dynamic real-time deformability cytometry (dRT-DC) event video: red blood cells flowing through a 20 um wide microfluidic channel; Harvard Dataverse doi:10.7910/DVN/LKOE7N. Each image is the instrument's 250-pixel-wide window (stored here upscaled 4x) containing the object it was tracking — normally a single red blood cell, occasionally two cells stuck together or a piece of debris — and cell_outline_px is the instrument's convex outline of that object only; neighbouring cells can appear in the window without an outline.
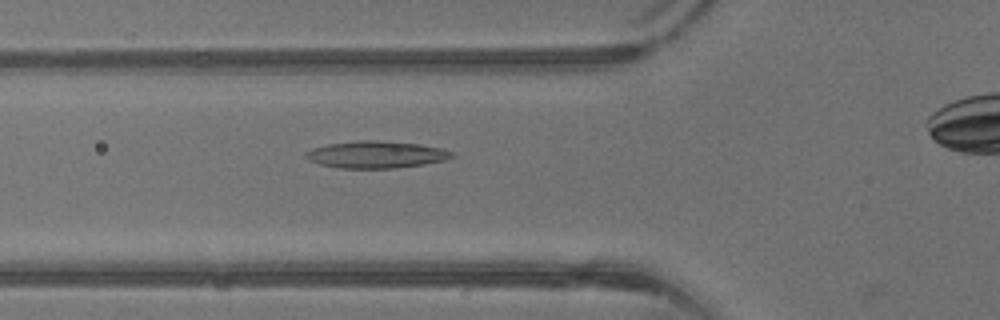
{"species": "common noctule bat (a hibernating species)", "species_latin": "Nyctalus noctula", "temperature_condition": "warm", "stored_images_in_passage": 11, "camera_frame_rate_fps": 3000, "um_per_image_px": 0.085, "animal": {"sex": "male", "body_mass_g": 13.3}, "frame": {"image": 1, "passage_image": 10, "time_ms": 3.0, "image_size_px": [1000, 320], "cell_outline_px": [[456, 156], [444, 160], [424, 164], [392, 168], [340, 168], [320, 164], [308, 160], [304, 156], [304, 152], [312, 148], [328, 144], [360, 140], [376, 140], [420, 144], [440, 148], [452, 152]], "centroid_in_image_um": [31.94, 13.13], "position_along_channel_um": 93.9, "area_um2": 22.95}}